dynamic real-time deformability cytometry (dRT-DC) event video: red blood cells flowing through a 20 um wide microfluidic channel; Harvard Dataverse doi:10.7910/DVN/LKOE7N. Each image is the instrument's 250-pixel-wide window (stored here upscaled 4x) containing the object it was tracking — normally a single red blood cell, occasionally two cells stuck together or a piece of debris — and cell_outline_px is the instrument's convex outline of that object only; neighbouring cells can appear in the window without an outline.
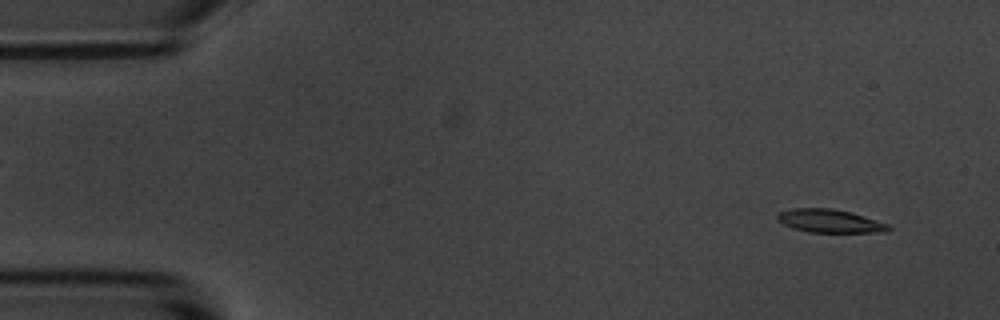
{"species": "common noctule bat (a hibernating species)", "species_latin": "Nyctalus noctula", "temperature_condition": "room temperature", "stored_images_in_passage": 2, "camera_frame_rate_fps": 3000, "um_per_image_px": 0.085, "animal": {"sex": "male", "body_mass_g": 20.1, "forearm_length_mm": 53.5}, "frame": {"image": 1, "passage_image": 2, "time_ms": 1.333, "image_size_px": [1000, 320], "cell_outline_px": [[892, 228], [888, 232], [808, 232], [792, 228], [776, 220], [776, 216], [780, 212], [796, 208], [832, 208], [852, 212], [888, 224]], "centroid_in_image_um": [70.54, 18.79], "position_along_channel_um": 14.5, "area_um2": 15.09}}